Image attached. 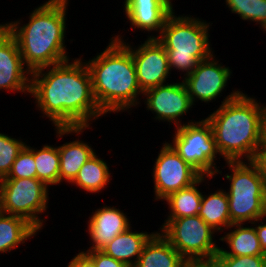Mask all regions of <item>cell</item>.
Segmentation results:
<instances>
[{
    "label": "cell",
    "mask_w": 266,
    "mask_h": 267,
    "mask_svg": "<svg viewBox=\"0 0 266 267\" xmlns=\"http://www.w3.org/2000/svg\"><path fill=\"white\" fill-rule=\"evenodd\" d=\"M79 57L31 73L29 94L42 117L49 118L55 127L57 139L81 135L92 129L93 120L107 116L95 100L85 60Z\"/></svg>",
    "instance_id": "obj_1"
},
{
    "label": "cell",
    "mask_w": 266,
    "mask_h": 267,
    "mask_svg": "<svg viewBox=\"0 0 266 267\" xmlns=\"http://www.w3.org/2000/svg\"><path fill=\"white\" fill-rule=\"evenodd\" d=\"M206 119L220 157L226 161H255L261 146L266 104L241 90H232Z\"/></svg>",
    "instance_id": "obj_2"
},
{
    "label": "cell",
    "mask_w": 266,
    "mask_h": 267,
    "mask_svg": "<svg viewBox=\"0 0 266 267\" xmlns=\"http://www.w3.org/2000/svg\"><path fill=\"white\" fill-rule=\"evenodd\" d=\"M69 1L47 0L29 13L28 23L20 18L3 24L16 39L31 73L72 59L65 45Z\"/></svg>",
    "instance_id": "obj_3"
},
{
    "label": "cell",
    "mask_w": 266,
    "mask_h": 267,
    "mask_svg": "<svg viewBox=\"0 0 266 267\" xmlns=\"http://www.w3.org/2000/svg\"><path fill=\"white\" fill-rule=\"evenodd\" d=\"M109 42L104 51L85 60L92 79L93 94L105 115L127 110L129 113L132 107L136 108L142 103L139 98L143 96L134 59L120 41L111 37Z\"/></svg>",
    "instance_id": "obj_4"
},
{
    "label": "cell",
    "mask_w": 266,
    "mask_h": 267,
    "mask_svg": "<svg viewBox=\"0 0 266 267\" xmlns=\"http://www.w3.org/2000/svg\"><path fill=\"white\" fill-rule=\"evenodd\" d=\"M177 15L173 11L167 17L156 39L166 49L170 71L181 72L182 79L215 54L209 41L213 23L188 14Z\"/></svg>",
    "instance_id": "obj_5"
},
{
    "label": "cell",
    "mask_w": 266,
    "mask_h": 267,
    "mask_svg": "<svg viewBox=\"0 0 266 267\" xmlns=\"http://www.w3.org/2000/svg\"><path fill=\"white\" fill-rule=\"evenodd\" d=\"M232 224H248L266 216V179L256 161H226ZM246 222V223H245Z\"/></svg>",
    "instance_id": "obj_6"
},
{
    "label": "cell",
    "mask_w": 266,
    "mask_h": 267,
    "mask_svg": "<svg viewBox=\"0 0 266 267\" xmlns=\"http://www.w3.org/2000/svg\"><path fill=\"white\" fill-rule=\"evenodd\" d=\"M172 138V141L167 143L201 176L215 177L222 174L220 167L216 165L217 158H221L218 157L220 153L212 127L206 118L199 121L192 119L180 127H175Z\"/></svg>",
    "instance_id": "obj_7"
},
{
    "label": "cell",
    "mask_w": 266,
    "mask_h": 267,
    "mask_svg": "<svg viewBox=\"0 0 266 267\" xmlns=\"http://www.w3.org/2000/svg\"><path fill=\"white\" fill-rule=\"evenodd\" d=\"M158 230L187 262L212 261L220 249L218 233L199 215L165 219Z\"/></svg>",
    "instance_id": "obj_8"
},
{
    "label": "cell",
    "mask_w": 266,
    "mask_h": 267,
    "mask_svg": "<svg viewBox=\"0 0 266 267\" xmlns=\"http://www.w3.org/2000/svg\"><path fill=\"white\" fill-rule=\"evenodd\" d=\"M49 190L37 178L1 179L0 211L22 217L40 231L47 221L41 215L49 207Z\"/></svg>",
    "instance_id": "obj_9"
},
{
    "label": "cell",
    "mask_w": 266,
    "mask_h": 267,
    "mask_svg": "<svg viewBox=\"0 0 266 267\" xmlns=\"http://www.w3.org/2000/svg\"><path fill=\"white\" fill-rule=\"evenodd\" d=\"M162 144L152 167L154 201H163L171 193L191 186L201 177L166 141Z\"/></svg>",
    "instance_id": "obj_10"
},
{
    "label": "cell",
    "mask_w": 266,
    "mask_h": 267,
    "mask_svg": "<svg viewBox=\"0 0 266 267\" xmlns=\"http://www.w3.org/2000/svg\"><path fill=\"white\" fill-rule=\"evenodd\" d=\"M113 35V38L120 41L131 52L138 85L143 93L170 81L167 80V78H171L167 52L156 38H147L143 44H138L136 47L127 42L128 39L124 40V35Z\"/></svg>",
    "instance_id": "obj_11"
},
{
    "label": "cell",
    "mask_w": 266,
    "mask_h": 267,
    "mask_svg": "<svg viewBox=\"0 0 266 267\" xmlns=\"http://www.w3.org/2000/svg\"><path fill=\"white\" fill-rule=\"evenodd\" d=\"M143 96L146 110L154 114L155 120L167 122L169 125L174 123L175 127L185 124L181 121L194 106L183 80L151 88L145 91Z\"/></svg>",
    "instance_id": "obj_12"
},
{
    "label": "cell",
    "mask_w": 266,
    "mask_h": 267,
    "mask_svg": "<svg viewBox=\"0 0 266 267\" xmlns=\"http://www.w3.org/2000/svg\"><path fill=\"white\" fill-rule=\"evenodd\" d=\"M217 59L213 54L182 78L193 105L199 100L202 103L215 102L217 97L222 96L224 89L226 91L232 70Z\"/></svg>",
    "instance_id": "obj_13"
},
{
    "label": "cell",
    "mask_w": 266,
    "mask_h": 267,
    "mask_svg": "<svg viewBox=\"0 0 266 267\" xmlns=\"http://www.w3.org/2000/svg\"><path fill=\"white\" fill-rule=\"evenodd\" d=\"M31 72L14 36L0 23V90L30 95Z\"/></svg>",
    "instance_id": "obj_14"
},
{
    "label": "cell",
    "mask_w": 266,
    "mask_h": 267,
    "mask_svg": "<svg viewBox=\"0 0 266 267\" xmlns=\"http://www.w3.org/2000/svg\"><path fill=\"white\" fill-rule=\"evenodd\" d=\"M123 5L125 18L131 29L137 28L148 34L152 32L147 38H156L161 33L167 17L175 11L166 0H127Z\"/></svg>",
    "instance_id": "obj_15"
},
{
    "label": "cell",
    "mask_w": 266,
    "mask_h": 267,
    "mask_svg": "<svg viewBox=\"0 0 266 267\" xmlns=\"http://www.w3.org/2000/svg\"><path fill=\"white\" fill-rule=\"evenodd\" d=\"M119 208L103 205L101 208L92 211L87 220V231L90 244L87 250H101L114 237L131 227L130 218Z\"/></svg>",
    "instance_id": "obj_16"
},
{
    "label": "cell",
    "mask_w": 266,
    "mask_h": 267,
    "mask_svg": "<svg viewBox=\"0 0 266 267\" xmlns=\"http://www.w3.org/2000/svg\"><path fill=\"white\" fill-rule=\"evenodd\" d=\"M187 261L156 231L146 242L134 267H183Z\"/></svg>",
    "instance_id": "obj_17"
},
{
    "label": "cell",
    "mask_w": 266,
    "mask_h": 267,
    "mask_svg": "<svg viewBox=\"0 0 266 267\" xmlns=\"http://www.w3.org/2000/svg\"><path fill=\"white\" fill-rule=\"evenodd\" d=\"M245 226V227H244ZM248 226V227H247ZM232 224L219 241L225 242L227 249L220 247L216 255L265 256L254 225ZM233 228V230H232Z\"/></svg>",
    "instance_id": "obj_18"
},
{
    "label": "cell",
    "mask_w": 266,
    "mask_h": 267,
    "mask_svg": "<svg viewBox=\"0 0 266 267\" xmlns=\"http://www.w3.org/2000/svg\"><path fill=\"white\" fill-rule=\"evenodd\" d=\"M155 232L133 231L132 227H129L114 237L101 251L129 267H134L144 245Z\"/></svg>",
    "instance_id": "obj_19"
},
{
    "label": "cell",
    "mask_w": 266,
    "mask_h": 267,
    "mask_svg": "<svg viewBox=\"0 0 266 267\" xmlns=\"http://www.w3.org/2000/svg\"><path fill=\"white\" fill-rule=\"evenodd\" d=\"M75 138L58 146L60 157V184L72 183L81 167L96 153L91 144ZM91 145V146H90Z\"/></svg>",
    "instance_id": "obj_20"
},
{
    "label": "cell",
    "mask_w": 266,
    "mask_h": 267,
    "mask_svg": "<svg viewBox=\"0 0 266 267\" xmlns=\"http://www.w3.org/2000/svg\"><path fill=\"white\" fill-rule=\"evenodd\" d=\"M39 231L22 217L0 211V255L16 250Z\"/></svg>",
    "instance_id": "obj_21"
},
{
    "label": "cell",
    "mask_w": 266,
    "mask_h": 267,
    "mask_svg": "<svg viewBox=\"0 0 266 267\" xmlns=\"http://www.w3.org/2000/svg\"><path fill=\"white\" fill-rule=\"evenodd\" d=\"M208 178V179H207ZM211 176H201L191 186L183 188L179 191L171 193L167 198L165 204L168 205V216L166 219H177L187 216H197L201 207L202 195L204 192L198 188L206 180L209 182ZM203 182V183H202Z\"/></svg>",
    "instance_id": "obj_22"
},
{
    "label": "cell",
    "mask_w": 266,
    "mask_h": 267,
    "mask_svg": "<svg viewBox=\"0 0 266 267\" xmlns=\"http://www.w3.org/2000/svg\"><path fill=\"white\" fill-rule=\"evenodd\" d=\"M198 215L218 233L228 229L232 223L226 190L217 188L209 195L203 194Z\"/></svg>",
    "instance_id": "obj_23"
},
{
    "label": "cell",
    "mask_w": 266,
    "mask_h": 267,
    "mask_svg": "<svg viewBox=\"0 0 266 267\" xmlns=\"http://www.w3.org/2000/svg\"><path fill=\"white\" fill-rule=\"evenodd\" d=\"M109 165L95 153L79 170L71 183L87 193H98L106 189L111 181ZM107 186V187H106Z\"/></svg>",
    "instance_id": "obj_24"
},
{
    "label": "cell",
    "mask_w": 266,
    "mask_h": 267,
    "mask_svg": "<svg viewBox=\"0 0 266 267\" xmlns=\"http://www.w3.org/2000/svg\"><path fill=\"white\" fill-rule=\"evenodd\" d=\"M36 164V178L48 187L60 185V157L58 146L42 145L40 149L34 147Z\"/></svg>",
    "instance_id": "obj_25"
},
{
    "label": "cell",
    "mask_w": 266,
    "mask_h": 267,
    "mask_svg": "<svg viewBox=\"0 0 266 267\" xmlns=\"http://www.w3.org/2000/svg\"><path fill=\"white\" fill-rule=\"evenodd\" d=\"M226 7L244 21L259 24L266 32V0H225Z\"/></svg>",
    "instance_id": "obj_26"
},
{
    "label": "cell",
    "mask_w": 266,
    "mask_h": 267,
    "mask_svg": "<svg viewBox=\"0 0 266 267\" xmlns=\"http://www.w3.org/2000/svg\"><path fill=\"white\" fill-rule=\"evenodd\" d=\"M26 143L21 137L16 139L0 133V180L8 176L15 159Z\"/></svg>",
    "instance_id": "obj_27"
},
{
    "label": "cell",
    "mask_w": 266,
    "mask_h": 267,
    "mask_svg": "<svg viewBox=\"0 0 266 267\" xmlns=\"http://www.w3.org/2000/svg\"><path fill=\"white\" fill-rule=\"evenodd\" d=\"M36 178V164L34 160V146L29 144L23 147L15 159L11 171L3 179Z\"/></svg>",
    "instance_id": "obj_28"
},
{
    "label": "cell",
    "mask_w": 266,
    "mask_h": 267,
    "mask_svg": "<svg viewBox=\"0 0 266 267\" xmlns=\"http://www.w3.org/2000/svg\"><path fill=\"white\" fill-rule=\"evenodd\" d=\"M212 262L216 267H266V256L215 255Z\"/></svg>",
    "instance_id": "obj_29"
},
{
    "label": "cell",
    "mask_w": 266,
    "mask_h": 267,
    "mask_svg": "<svg viewBox=\"0 0 266 267\" xmlns=\"http://www.w3.org/2000/svg\"><path fill=\"white\" fill-rule=\"evenodd\" d=\"M95 264L96 267H129L127 264L106 255L101 250L83 251Z\"/></svg>",
    "instance_id": "obj_30"
},
{
    "label": "cell",
    "mask_w": 266,
    "mask_h": 267,
    "mask_svg": "<svg viewBox=\"0 0 266 267\" xmlns=\"http://www.w3.org/2000/svg\"><path fill=\"white\" fill-rule=\"evenodd\" d=\"M66 267H96L93 261L83 252L79 250Z\"/></svg>",
    "instance_id": "obj_31"
},
{
    "label": "cell",
    "mask_w": 266,
    "mask_h": 267,
    "mask_svg": "<svg viewBox=\"0 0 266 267\" xmlns=\"http://www.w3.org/2000/svg\"><path fill=\"white\" fill-rule=\"evenodd\" d=\"M265 220V221H264ZM260 224H259V223ZM254 225L263 253L266 256V216L252 222ZM258 224V225H257Z\"/></svg>",
    "instance_id": "obj_32"
},
{
    "label": "cell",
    "mask_w": 266,
    "mask_h": 267,
    "mask_svg": "<svg viewBox=\"0 0 266 267\" xmlns=\"http://www.w3.org/2000/svg\"><path fill=\"white\" fill-rule=\"evenodd\" d=\"M255 161L260 165L262 173L266 179V148H260Z\"/></svg>",
    "instance_id": "obj_33"
},
{
    "label": "cell",
    "mask_w": 266,
    "mask_h": 267,
    "mask_svg": "<svg viewBox=\"0 0 266 267\" xmlns=\"http://www.w3.org/2000/svg\"><path fill=\"white\" fill-rule=\"evenodd\" d=\"M183 267H216L212 261L187 262Z\"/></svg>",
    "instance_id": "obj_34"
},
{
    "label": "cell",
    "mask_w": 266,
    "mask_h": 267,
    "mask_svg": "<svg viewBox=\"0 0 266 267\" xmlns=\"http://www.w3.org/2000/svg\"><path fill=\"white\" fill-rule=\"evenodd\" d=\"M260 148H266V107L263 113V121H262V139Z\"/></svg>",
    "instance_id": "obj_35"
},
{
    "label": "cell",
    "mask_w": 266,
    "mask_h": 267,
    "mask_svg": "<svg viewBox=\"0 0 266 267\" xmlns=\"http://www.w3.org/2000/svg\"><path fill=\"white\" fill-rule=\"evenodd\" d=\"M166 1L173 7V5H174V4L172 3L173 0H166Z\"/></svg>",
    "instance_id": "obj_36"
}]
</instances>
